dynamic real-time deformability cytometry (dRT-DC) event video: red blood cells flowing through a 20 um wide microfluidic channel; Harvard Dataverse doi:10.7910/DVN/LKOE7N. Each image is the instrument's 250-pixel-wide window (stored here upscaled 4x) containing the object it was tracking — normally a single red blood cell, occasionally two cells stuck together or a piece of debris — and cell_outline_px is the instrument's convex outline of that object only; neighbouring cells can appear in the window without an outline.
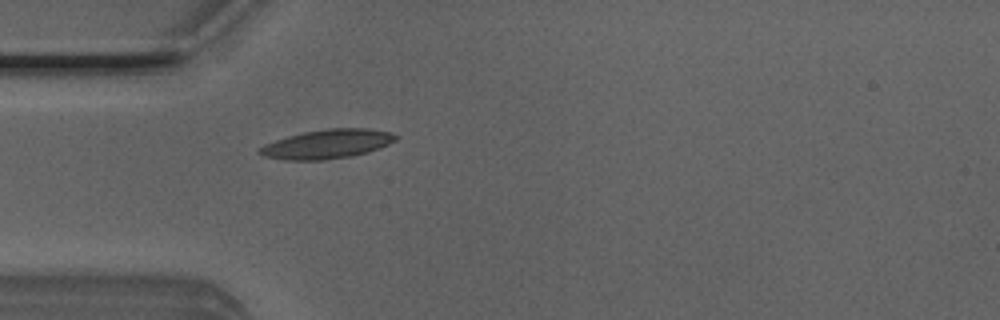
{"species": "Egyptian fruit bat (a non-hibernating species)", "species_latin": "Rousettus aegyptiacus", "temperature_condition": "room temperature", "stored_images_in_passage": 4, "camera_frame_rate_fps": 3000, "um_per_image_px": 0.085, "animal": {"sex": "male"}, "frame": {"image": 1, "passage_image": 1, "time_ms": 0.0, "image_size_px": [1000, 320], "cell_outline_px": [[400, 136], [396, 140], [388, 144], [368, 152], [352, 156], [324, 160], [284, 160], [264, 156], [256, 152], [264, 144], [288, 136], [304, 132], [328, 128], [368, 128], [392, 132]], "centroid_in_image_um": [27.83, 12.24], "position_along_channel_um": 57.2, "area_um2": 23.18}}